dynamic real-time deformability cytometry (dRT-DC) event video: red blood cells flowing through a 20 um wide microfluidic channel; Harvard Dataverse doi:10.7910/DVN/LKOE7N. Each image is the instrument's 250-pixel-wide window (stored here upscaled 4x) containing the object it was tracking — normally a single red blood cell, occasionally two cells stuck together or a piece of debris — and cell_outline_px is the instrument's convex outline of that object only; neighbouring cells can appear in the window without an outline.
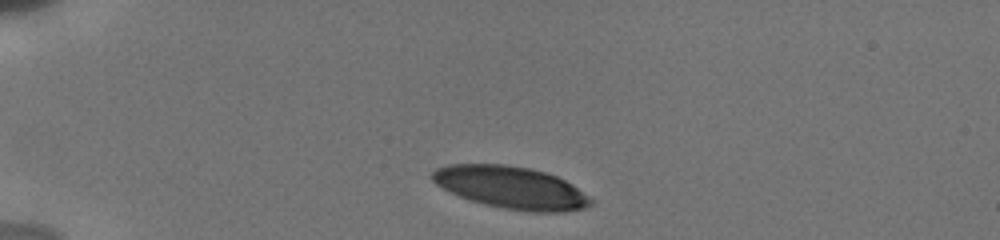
{"species": "human", "species_latin": "Homo sapiens", "temperature_condition": "cold", "stored_images_in_passage": 3, "camera_frame_rate_fps": 3000, "um_per_image_px": 0.085, "donor": {"sex": "male"}, "frame": {"image": 1, "passage_image": 1, "time_ms": 0.0, "image_size_px": [1000, 240], "cell_outline_px": [[592, 204], [584, 208], [564, 212], [528, 212], [504, 208], [484, 204], [460, 196], [436, 184], [432, 180], [432, 172], [436, 168], [448, 164], [508, 164], [528, 168], [544, 172], [556, 176], [572, 184], [588, 196], [592, 200]], "centroid_in_image_um": [43.44, 15.94], "position_along_channel_um": 41.6, "area_um2": 38.84}}